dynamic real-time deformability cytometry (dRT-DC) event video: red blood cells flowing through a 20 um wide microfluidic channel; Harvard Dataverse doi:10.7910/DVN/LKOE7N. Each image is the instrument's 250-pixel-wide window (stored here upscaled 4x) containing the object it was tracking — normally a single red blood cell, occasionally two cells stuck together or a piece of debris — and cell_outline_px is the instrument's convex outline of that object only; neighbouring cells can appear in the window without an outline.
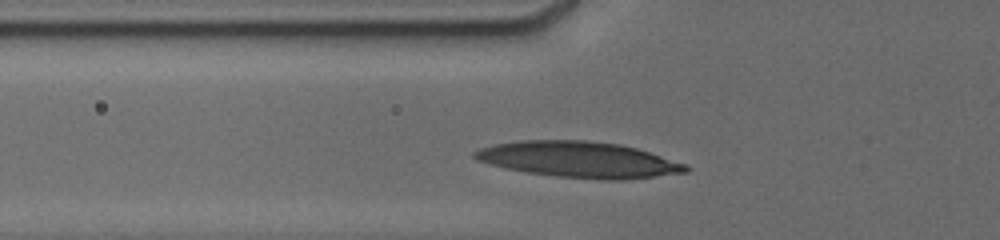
{"species": "human", "species_latin": "Homo sapiens", "temperature_condition": "cold", "stored_images_in_passage": 21, "camera_frame_rate_fps": 3000, "um_per_image_px": 0.085, "donor": {"sex": "male"}, "frame": {"image": 1, "passage_image": 5, "time_ms": 2.0, "image_size_px": [1000, 240], "cell_outline_px": [[688, 172], [656, 176], [616, 180], [604, 180], [556, 176], [528, 172], [504, 168], [476, 160], [472, 156], [472, 152], [480, 148], [492, 144], [520, 140], [588, 140], [620, 144], [636, 148], [688, 164]], "centroid_in_image_um": [49.18, 13.55], "position_along_channel_um": 76.6, "area_um2": 44.27}}
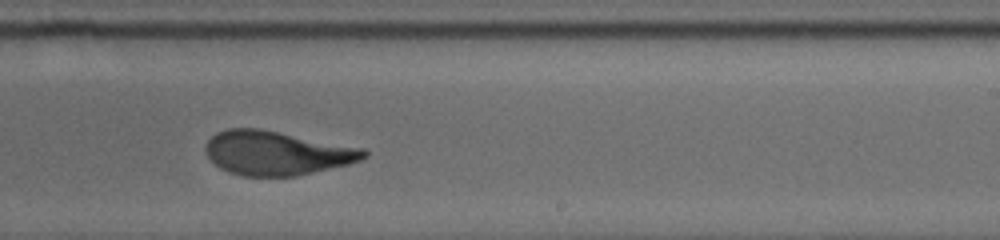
{"frame": {"image": 2, "passage_image": 15, "time_ms": 7.0, "image_size_px": [1000, 240], "cell_outline_px": [[368, 156], [360, 160], [348, 164], [296, 176], [240, 176], [228, 172], [220, 168], [204, 152], [204, 148], [208, 140], [216, 132], [228, 128], [256, 128], [364, 148], [368, 152]], "centroid_in_image_um": [23.49, 13.01], "position_along_channel_um": 265.5, "area_um2": 40.46}}
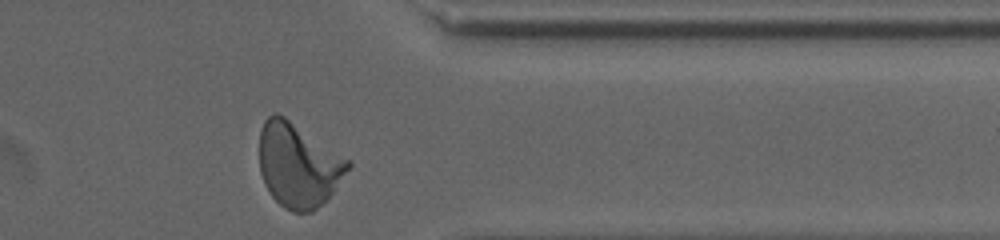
{"frame": {"image": 3, "passage_image": 21, "time_ms": 10.333, "image_size_px": [1000, 240], "cell_outline_px": [[352, 164], [328, 200], [312, 212], [292, 212], [284, 208], [272, 196], [264, 184], [260, 172], [260, 128], [264, 120], [268, 116], [276, 112], [284, 116], [348, 160]], "centroid_in_image_um": [25.33, 14.06], "position_along_channel_um": 386.1, "area_um2": 43.12}, "authors_computed_cell_mechanics": {"area_um2": 41.0958, "velocity_mm_per_s": 3.7769, "shape_relaxation_time_tau1_ms": 6.3696, "shape_relaxation_time_tau2_ms": 0.9647, "deformation_change_tau1": 0.2269, "deformation_change_tau2": 0.0725}}